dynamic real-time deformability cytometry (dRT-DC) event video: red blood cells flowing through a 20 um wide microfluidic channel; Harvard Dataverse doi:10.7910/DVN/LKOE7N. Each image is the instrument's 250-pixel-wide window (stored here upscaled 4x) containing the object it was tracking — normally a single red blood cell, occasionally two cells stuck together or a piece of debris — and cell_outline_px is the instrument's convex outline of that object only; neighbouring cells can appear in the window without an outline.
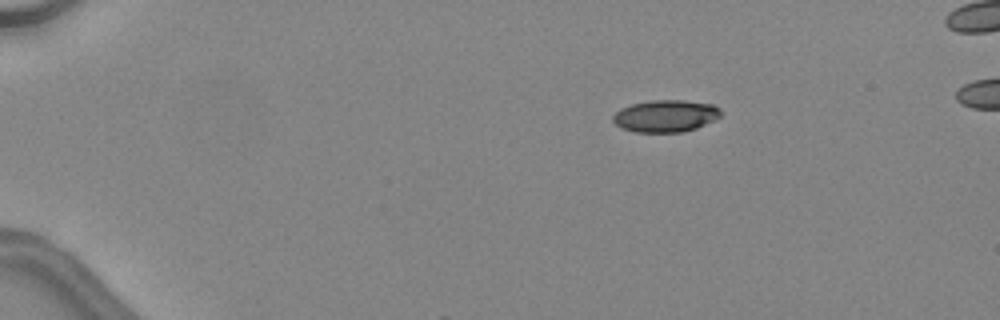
{"species": "common noctule bat (a hibernating species)", "species_latin": "Nyctalus noctula", "temperature_condition": "warm", "stored_images_in_passage": 4, "camera_frame_rate_fps": 3000, "um_per_image_px": 0.085, "animal": {"sex": "female", "body_mass_g": 24.6, "forearm_length_mm": 56.2}, "frame": {"image": 1, "passage_image": 1, "time_ms": 0.0, "image_size_px": [1000, 320], "cell_outline_px": [[720, 116], [716, 120], [696, 128], [680, 132], [636, 132], [620, 128], [612, 120], [612, 116], [620, 108], [632, 104], [652, 100], [684, 100], [712, 104], [720, 108]], "centroid_in_image_um": [56.57, 9.86], "position_along_channel_um": 28.4, "area_um2": 20.23}}